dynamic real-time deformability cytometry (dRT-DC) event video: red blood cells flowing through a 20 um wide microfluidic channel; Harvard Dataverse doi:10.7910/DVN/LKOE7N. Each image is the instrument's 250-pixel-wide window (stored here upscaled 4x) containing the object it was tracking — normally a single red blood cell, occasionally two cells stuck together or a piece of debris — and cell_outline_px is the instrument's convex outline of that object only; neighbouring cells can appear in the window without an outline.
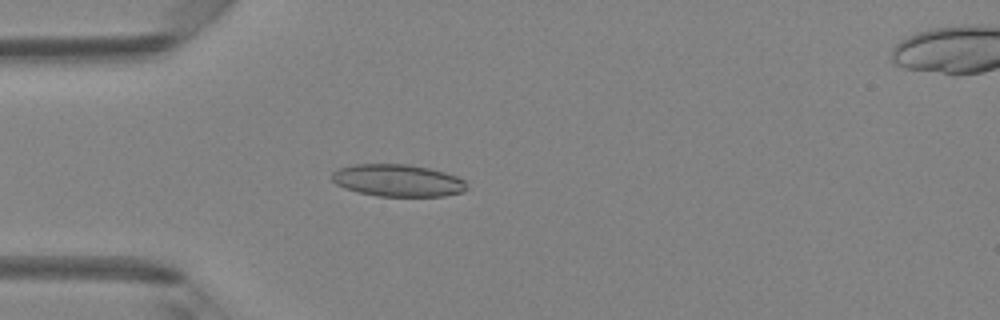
{"species": "Egyptian fruit bat (a non-hibernating species)", "species_latin": "Rousettus aegyptiacus", "temperature_condition": "room temperature", "stored_images_in_passage": 48, "camera_frame_rate_fps": 3000, "um_per_image_px": 0.085, "animal": {"sex": "female"}, "frame": {"image": 1, "passage_image": 14, "time_ms": 4.333, "image_size_px": [1000, 320], "cell_outline_px": [[468, 188], [464, 192], [444, 196], [376, 196], [356, 192], [344, 188], [336, 184], [332, 180], [332, 172], [340, 168], [352, 164], [408, 164], [428, 168], [444, 172], [456, 176], [464, 180], [468, 184]], "centroid_in_image_um": [33.81, 15.34], "position_along_channel_um": 51.2, "area_um2": 25.49}}
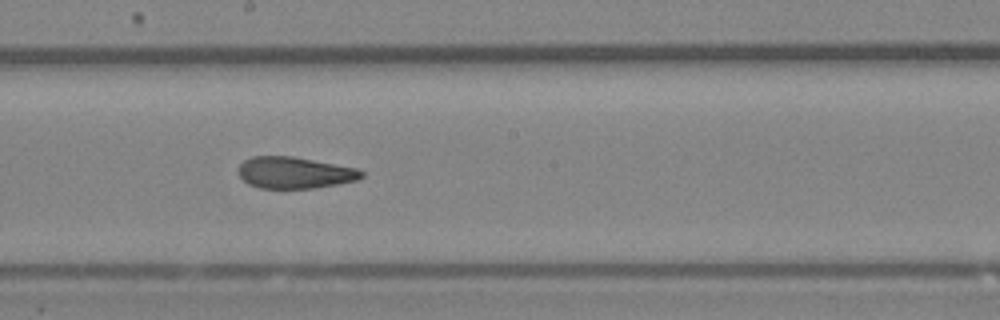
{"frame": {"image": 2, "passage_image": 27, "time_ms": 8.667, "image_size_px": [1000, 320], "cell_outline_px": [[364, 176], [356, 180], [316, 188], [260, 188], [248, 184], [240, 176], [240, 164], [244, 160], [252, 156], [292, 156], [356, 168], [364, 172]], "centroid_in_image_um": [25.04, 14.68], "position_along_channel_um": 223.2, "area_um2": 22.43}}
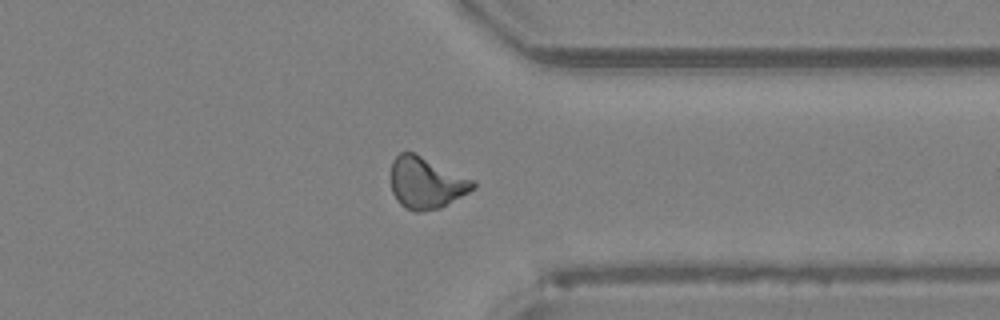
{"frame": {"image": 3, "passage_image": 38, "time_ms": 12.333, "image_size_px": [1000, 320], "cell_outline_px": [[476, 188], [440, 208], [420, 212], [416, 212], [404, 208], [396, 200], [392, 192], [392, 160], [400, 152], [416, 152], [476, 180]], "centroid_in_image_um": [36.25, 15.53], "position_along_channel_um": 375.1, "area_um2": 25.09}, "authors_computed_cell_mechanics": {"area_um2": 23.698, "velocity_mm_per_s": 4.2072, "shape_relaxation_time_tau1_ms": null, "shape_relaxation_time_tau2_ms": 1.3025, "deformation_change_tau1": null, "deformation_change_tau2": 0.0787}}